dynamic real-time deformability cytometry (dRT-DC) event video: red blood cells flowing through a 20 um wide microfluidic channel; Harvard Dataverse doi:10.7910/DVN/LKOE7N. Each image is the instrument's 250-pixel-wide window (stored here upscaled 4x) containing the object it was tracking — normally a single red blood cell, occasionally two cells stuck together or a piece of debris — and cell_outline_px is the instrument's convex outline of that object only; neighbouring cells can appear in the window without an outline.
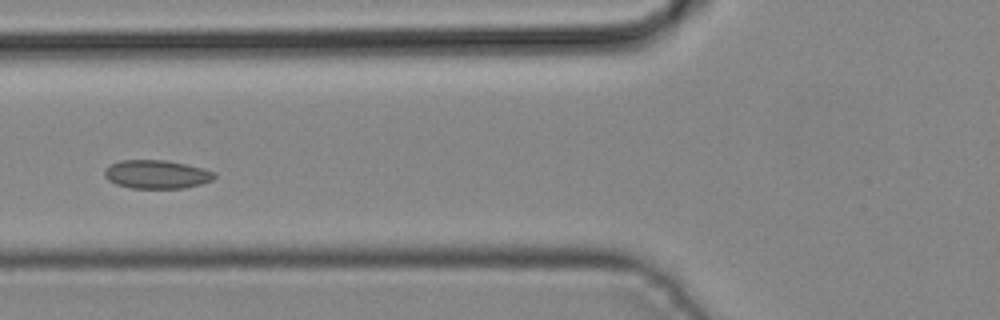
{"species": "common noctule bat (a hibernating species)", "species_latin": "Nyctalus noctula", "temperature_condition": "cold", "stored_images_in_passage": 4, "camera_frame_rate_fps": 3000, "um_per_image_px": 0.085, "animal": {"sex": "male", "body_mass_g": 19.2, "forearm_length_mm": 51.8}, "frame": {"image": 1, "passage_image": 4, "time_ms": 1.0, "image_size_px": [1000, 320], "cell_outline_px": [[216, 176], [212, 180], [200, 184], [184, 188], [132, 188], [116, 184], [108, 180], [104, 176], [104, 168], [120, 160], [164, 160], [204, 168], [216, 172]], "centroid_in_image_um": [13.31, 14.82], "position_along_channel_um": 112.5, "area_um2": 18.26}}